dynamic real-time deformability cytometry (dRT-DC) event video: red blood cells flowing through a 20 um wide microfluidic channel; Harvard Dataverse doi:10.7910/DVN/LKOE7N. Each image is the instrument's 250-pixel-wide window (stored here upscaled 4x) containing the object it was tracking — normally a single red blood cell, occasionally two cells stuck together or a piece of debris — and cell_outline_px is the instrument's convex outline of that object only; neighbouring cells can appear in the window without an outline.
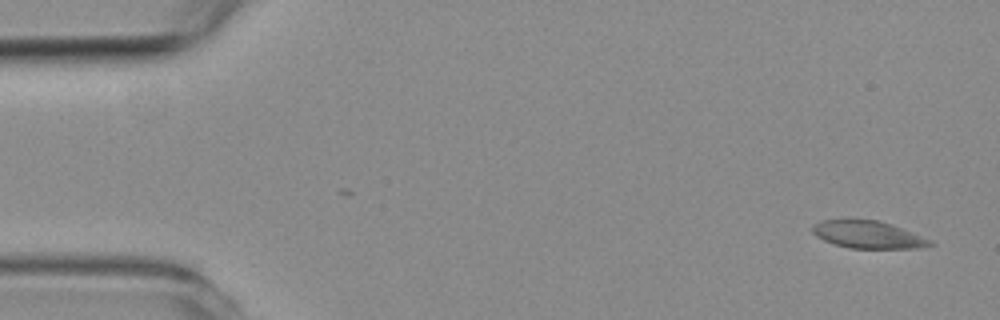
{"species": "common noctule bat (a hibernating species)", "species_latin": "Nyctalus noctula", "temperature_condition": "room temperature", "stored_images_in_passage": 7, "camera_frame_rate_fps": 3000, "um_per_image_px": 0.085, "animal": {"sex": "female", "body_mass_g": 19.3, "forearm_length_mm": 54.1}, "frame": {"image": 1, "passage_image": 1, "time_ms": 0.0, "image_size_px": [1000, 320], "cell_outline_px": [[936, 244], [920, 248], [848, 248], [824, 240], [816, 236], [812, 232], [812, 224], [820, 220], [880, 220], [892, 224], [932, 240]], "centroid_in_image_um": [73.8, 19.94], "position_along_channel_um": 11.2, "area_um2": 18.79}}
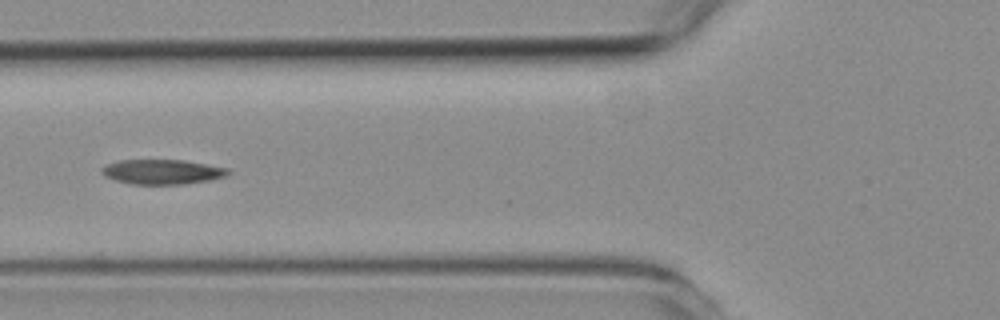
{"frame": {"image": 2, "passage_image": 6, "time_ms": 6.0, "image_size_px": [1000, 320], "cell_outline_px": [[232, 172], [228, 176], [212, 180], [184, 184], [132, 184], [116, 180], [100, 172], [100, 168], [108, 164], [120, 160], [184, 160], [228, 168]], "centroid_in_image_um": [13.86, 14.6], "position_along_channel_um": 111.9, "area_um2": 18.26}}
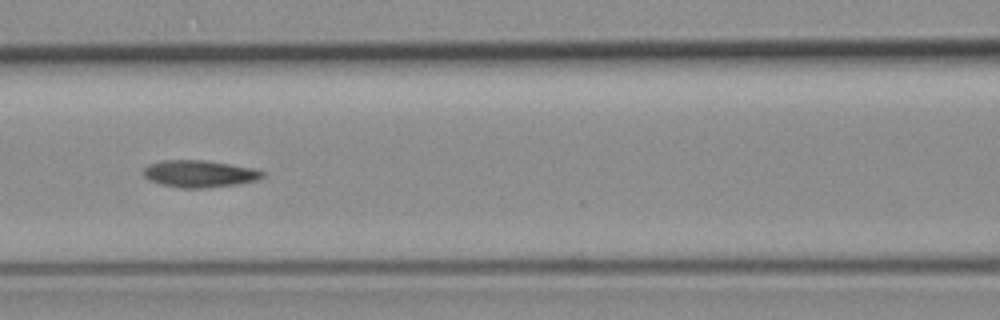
{"frame": {"image": 3, "passage_image": 7, "time_ms": 7.0, "image_size_px": [1000, 320], "cell_outline_px": [[264, 176], [256, 180], [236, 184], [204, 188], [180, 188], [148, 180], [144, 176], [144, 168], [148, 164], [160, 160], [204, 160], [256, 168], [264, 172]], "centroid_in_image_um": [16.95, 14.76], "position_along_channel_um": 149.7, "area_um2": 18.73}}